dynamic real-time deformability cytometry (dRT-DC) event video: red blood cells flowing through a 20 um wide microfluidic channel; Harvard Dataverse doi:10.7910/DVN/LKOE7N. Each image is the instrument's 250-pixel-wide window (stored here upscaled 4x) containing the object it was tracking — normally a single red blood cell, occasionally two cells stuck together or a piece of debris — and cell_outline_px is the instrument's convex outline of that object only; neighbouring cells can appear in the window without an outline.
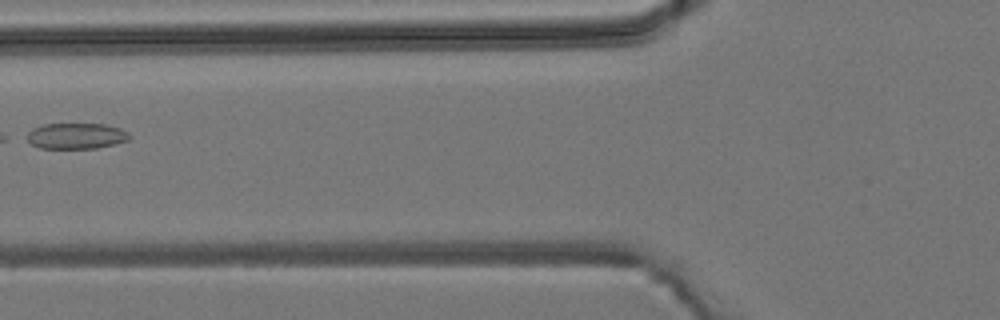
{"species": "common noctule bat (a hibernating species)", "species_latin": "Nyctalus noctula", "temperature_condition": "room temperature", "stored_images_in_passage": 6, "camera_frame_rate_fps": 3000, "um_per_image_px": 0.085, "animal": {"sex": "male", "body_mass_g": 19.2, "forearm_length_mm": 51.8}, "frame": {"image": 1, "passage_image": 6, "time_ms": 6.667, "image_size_px": [1000, 320], "cell_outline_px": [[132, 136], [128, 140], [96, 148], [40, 148], [32, 144], [28, 140], [28, 132], [32, 128], [44, 124], [104, 124], [120, 128], [128, 132]], "centroid_in_image_um": [6.49, 11.55], "position_along_channel_um": 119.3, "area_um2": 15.32}}